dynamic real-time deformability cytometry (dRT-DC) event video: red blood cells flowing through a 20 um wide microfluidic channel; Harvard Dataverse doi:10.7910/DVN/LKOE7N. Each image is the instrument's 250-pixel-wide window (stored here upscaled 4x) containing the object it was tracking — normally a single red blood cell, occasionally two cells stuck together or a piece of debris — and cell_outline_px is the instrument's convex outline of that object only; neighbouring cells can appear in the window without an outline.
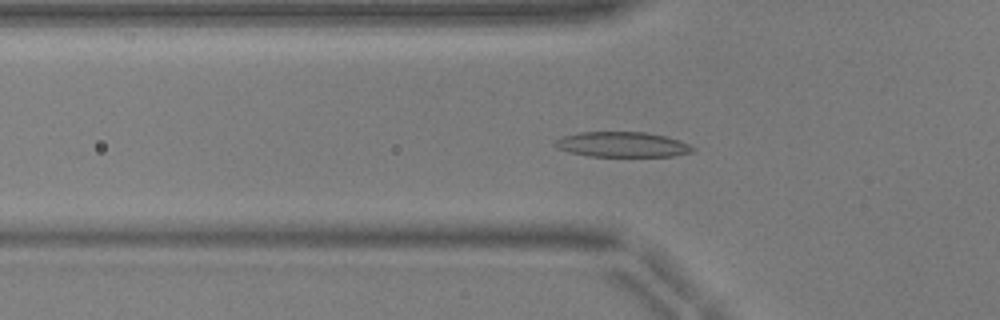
{"species": "common noctule bat (a hibernating species)", "species_latin": "Nyctalus noctula", "temperature_condition": "warm", "stored_images_in_passage": 52, "camera_frame_rate_fps": 3000, "um_per_image_px": 0.085, "animal": {"sex": "male", "body_mass_g": 17.9, "forearm_length_mm": 54.2}, "frame": {"image": 1, "passage_image": 18, "time_ms": 5.667, "image_size_px": [1000, 320], "cell_outline_px": [[696, 148], [692, 152], [672, 156], [588, 156], [572, 152], [560, 148], [552, 144], [556, 140], [564, 136], [580, 132], [644, 132], [664, 136], [688, 144]], "centroid_in_image_um": [52.9, 12.28], "position_along_channel_um": 72.9, "area_um2": 19.83}}
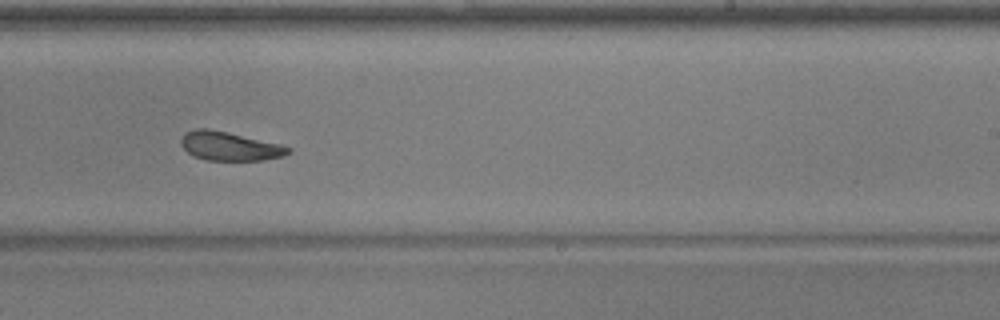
{"frame": {"image": 2, "passage_image": 33, "time_ms": 10.667, "image_size_px": [1000, 320], "cell_outline_px": [[292, 152], [284, 156], [264, 160], [204, 160], [192, 156], [180, 144], [180, 140], [184, 132], [196, 128], [208, 128], [228, 132], [280, 144], [292, 148]], "centroid_in_image_um": [19.5, 12.42], "position_along_channel_um": 269.5, "area_um2": 18.21}}
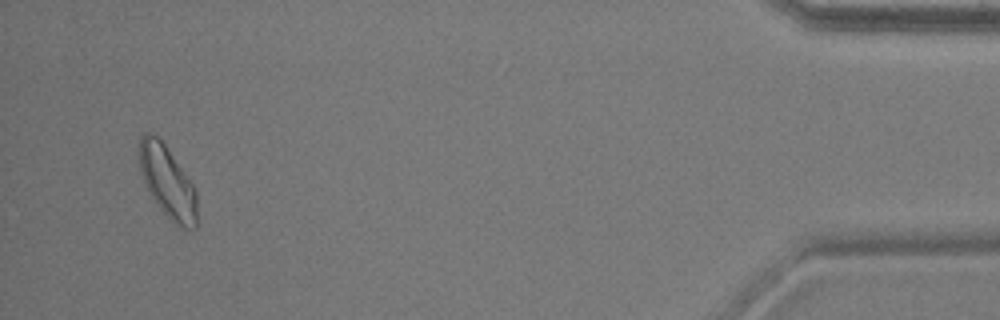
{"frame": {"image": 3, "passage_image": 50, "time_ms": 16.333, "image_size_px": [1000, 320], "cell_outline_px": [[196, 228], [184, 228], [176, 224], [152, 200], [144, 184], [140, 172], [140, 136], [144, 132], [152, 132], [164, 144], [196, 188]], "centroid_in_image_um": [14.22, 15.45], "position_along_channel_um": 421.0, "area_um2": 23.99}, "authors_computed_cell_mechanics": {"area_um2": 18.8428, "velocity_mm_per_s": 3.9225, "shape_relaxation_time_tau1_ms": 3.1973, "shape_relaxation_time_tau2_ms": 2.0286, "deformation_change_tau1": 0.1256, "deformation_change_tau2": 0.0952}}